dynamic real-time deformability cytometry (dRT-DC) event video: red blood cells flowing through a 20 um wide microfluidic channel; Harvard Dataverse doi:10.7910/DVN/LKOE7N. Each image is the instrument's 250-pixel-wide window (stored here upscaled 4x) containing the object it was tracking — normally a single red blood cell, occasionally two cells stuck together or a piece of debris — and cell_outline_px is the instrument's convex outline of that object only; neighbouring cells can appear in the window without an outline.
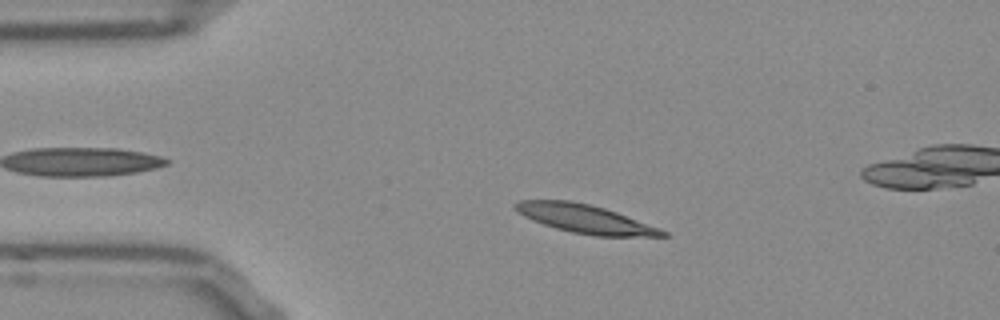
{"species": "Egyptian fruit bat (a non-hibernating species)", "species_latin": "Rousettus aegyptiacus", "temperature_condition": "room temperature", "stored_images_in_passage": 53, "camera_frame_rate_fps": 3000, "um_per_image_px": 0.085, "frame": {"image": 1, "passage_image": 10, "time_ms": 3.0, "image_size_px": [1000, 320], "cell_outline_px": [[668, 236], [596, 236], [572, 232], [556, 228], [532, 220], [524, 216], [512, 208], [512, 204], [520, 200], [572, 200], [604, 208], [616, 212], [668, 232]], "centroid_in_image_um": [49.66, 18.59], "position_along_channel_um": 35.3, "area_um2": 24.16}}
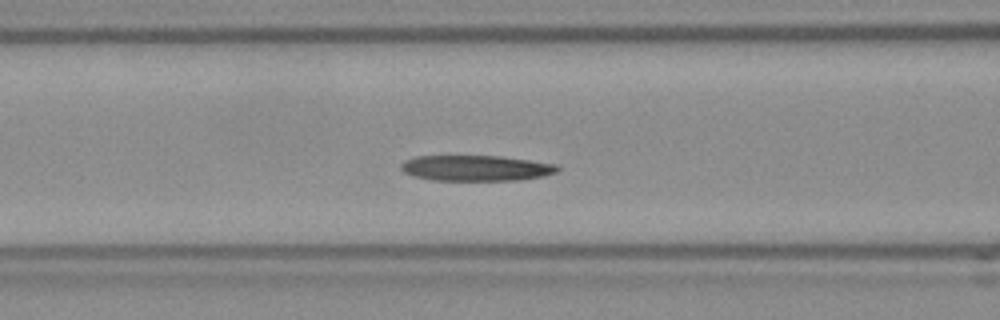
{"frame": {"image": 2, "passage_image": 20, "time_ms": 6.333, "image_size_px": [1000, 320], "cell_outline_px": [[560, 168], [556, 172], [540, 176], [520, 180], [432, 180], [412, 176], [404, 172], [400, 168], [400, 164], [404, 160], [416, 156], [500, 156], [556, 164]], "centroid_in_image_um": [40.4, 14.28], "position_along_channel_um": 126.2, "area_um2": 23.29}}
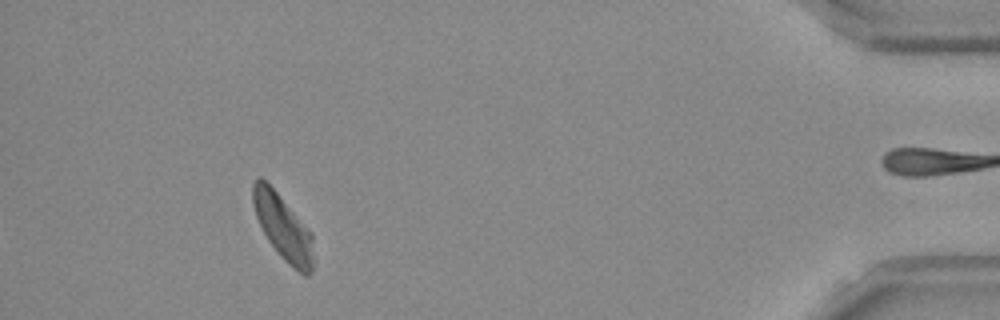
{"frame": {"image": 3, "passage_image": 48, "time_ms": 15.667, "image_size_px": [1000, 320], "cell_outline_px": [[312, 272], [308, 276], [304, 276], [288, 264], [280, 256], [268, 240], [256, 216], [252, 200], [252, 184], [260, 176], [276, 192], [312, 232]], "centroid_in_image_um": [24.06, 19.35], "position_along_channel_um": 411.1, "area_um2": 22.6}, "authors_computed_cell_mechanics": {"area_um2": 23.698, "velocity_mm_per_s": 3.7533, "shape_relaxation_time_tau1_ms": null, "shape_relaxation_time_tau2_ms": 2.1349, "deformation_change_tau1": null, "deformation_change_tau2": 0.0999}}